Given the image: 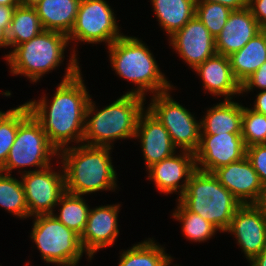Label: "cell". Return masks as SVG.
Wrapping results in <instances>:
<instances>
[{"mask_svg":"<svg viewBox=\"0 0 266 266\" xmlns=\"http://www.w3.org/2000/svg\"><path fill=\"white\" fill-rule=\"evenodd\" d=\"M76 51L73 50L64 78L58 84L54 97L27 101L30 113L41 125L49 143L59 152L68 144H82L85 112L90 94L84 84ZM74 140V141H73Z\"/></svg>","mask_w":266,"mask_h":266,"instance_id":"obj_1","label":"cell"},{"mask_svg":"<svg viewBox=\"0 0 266 266\" xmlns=\"http://www.w3.org/2000/svg\"><path fill=\"white\" fill-rule=\"evenodd\" d=\"M76 146H68L58 152L66 192L83 196L101 190L115 191L117 173L110 156L113 148L85 144Z\"/></svg>","mask_w":266,"mask_h":266,"instance_id":"obj_2","label":"cell"},{"mask_svg":"<svg viewBox=\"0 0 266 266\" xmlns=\"http://www.w3.org/2000/svg\"><path fill=\"white\" fill-rule=\"evenodd\" d=\"M92 101L90 97L86 107L82 144L112 147L116 140L135 138L138 119L145 110L143 96L125 93L99 111Z\"/></svg>","mask_w":266,"mask_h":266,"instance_id":"obj_3","label":"cell"},{"mask_svg":"<svg viewBox=\"0 0 266 266\" xmlns=\"http://www.w3.org/2000/svg\"><path fill=\"white\" fill-rule=\"evenodd\" d=\"M142 42L137 37L123 35L107 47L115 73L137 86L126 94L145 98L149 91L156 95L173 90L175 87L167 81L148 46Z\"/></svg>","mask_w":266,"mask_h":266,"instance_id":"obj_4","label":"cell"},{"mask_svg":"<svg viewBox=\"0 0 266 266\" xmlns=\"http://www.w3.org/2000/svg\"><path fill=\"white\" fill-rule=\"evenodd\" d=\"M178 200L190 211L199 214L225 232L230 226L241 202L209 172L196 169L190 176L187 188Z\"/></svg>","mask_w":266,"mask_h":266,"instance_id":"obj_5","label":"cell"},{"mask_svg":"<svg viewBox=\"0 0 266 266\" xmlns=\"http://www.w3.org/2000/svg\"><path fill=\"white\" fill-rule=\"evenodd\" d=\"M68 45L66 34L43 30L30 41L16 46L4 58L10 65L11 74L25 76L30 81L37 82L44 74L61 65Z\"/></svg>","mask_w":266,"mask_h":266,"instance_id":"obj_6","label":"cell"},{"mask_svg":"<svg viewBox=\"0 0 266 266\" xmlns=\"http://www.w3.org/2000/svg\"><path fill=\"white\" fill-rule=\"evenodd\" d=\"M30 234L42 259L52 264H69L79 262L83 253L80 236L67 228L52 214L33 216Z\"/></svg>","mask_w":266,"mask_h":266,"instance_id":"obj_7","label":"cell"},{"mask_svg":"<svg viewBox=\"0 0 266 266\" xmlns=\"http://www.w3.org/2000/svg\"><path fill=\"white\" fill-rule=\"evenodd\" d=\"M57 155L58 151L49 143L41 125L30 113L19 124L14 143L0 171L11 174L14 169L28 166L40 170L51 165V157Z\"/></svg>","mask_w":266,"mask_h":266,"instance_id":"obj_8","label":"cell"},{"mask_svg":"<svg viewBox=\"0 0 266 266\" xmlns=\"http://www.w3.org/2000/svg\"><path fill=\"white\" fill-rule=\"evenodd\" d=\"M171 97L170 90L153 95L147 109L162 123L177 149L195 153L200 144L201 122Z\"/></svg>","mask_w":266,"mask_h":266,"instance_id":"obj_9","label":"cell"},{"mask_svg":"<svg viewBox=\"0 0 266 266\" xmlns=\"http://www.w3.org/2000/svg\"><path fill=\"white\" fill-rule=\"evenodd\" d=\"M116 15L105 0H81L68 40L91 44L105 42L109 47L124 34L120 32Z\"/></svg>","mask_w":266,"mask_h":266,"instance_id":"obj_10","label":"cell"},{"mask_svg":"<svg viewBox=\"0 0 266 266\" xmlns=\"http://www.w3.org/2000/svg\"><path fill=\"white\" fill-rule=\"evenodd\" d=\"M20 174L29 216L52 214L66 192L64 171L55 172L49 165L40 170L20 171Z\"/></svg>","mask_w":266,"mask_h":266,"instance_id":"obj_11","label":"cell"},{"mask_svg":"<svg viewBox=\"0 0 266 266\" xmlns=\"http://www.w3.org/2000/svg\"><path fill=\"white\" fill-rule=\"evenodd\" d=\"M246 156V146L241 133L201 135L195 152L196 169L213 173L218 168Z\"/></svg>","mask_w":266,"mask_h":266,"instance_id":"obj_12","label":"cell"},{"mask_svg":"<svg viewBox=\"0 0 266 266\" xmlns=\"http://www.w3.org/2000/svg\"><path fill=\"white\" fill-rule=\"evenodd\" d=\"M168 40L176 53L192 69L217 53L215 37L196 15Z\"/></svg>","mask_w":266,"mask_h":266,"instance_id":"obj_13","label":"cell"},{"mask_svg":"<svg viewBox=\"0 0 266 266\" xmlns=\"http://www.w3.org/2000/svg\"><path fill=\"white\" fill-rule=\"evenodd\" d=\"M225 232L234 235L249 262L266 248V218L254 204H242Z\"/></svg>","mask_w":266,"mask_h":266,"instance_id":"obj_14","label":"cell"},{"mask_svg":"<svg viewBox=\"0 0 266 266\" xmlns=\"http://www.w3.org/2000/svg\"><path fill=\"white\" fill-rule=\"evenodd\" d=\"M119 209L120 204H110L89 210L87 223L80 236L87 259L92 260L97 250L113 246L119 234Z\"/></svg>","mask_w":266,"mask_h":266,"instance_id":"obj_15","label":"cell"},{"mask_svg":"<svg viewBox=\"0 0 266 266\" xmlns=\"http://www.w3.org/2000/svg\"><path fill=\"white\" fill-rule=\"evenodd\" d=\"M180 151L182 153L179 155H176L175 152L170 157L164 158L148 168L149 180L154 181L156 188L161 193L178 192L179 198L186 190L191 174L196 170L195 153Z\"/></svg>","mask_w":266,"mask_h":266,"instance_id":"obj_16","label":"cell"},{"mask_svg":"<svg viewBox=\"0 0 266 266\" xmlns=\"http://www.w3.org/2000/svg\"><path fill=\"white\" fill-rule=\"evenodd\" d=\"M213 174L241 204H254L263 189L257 172L246 156L218 168Z\"/></svg>","mask_w":266,"mask_h":266,"instance_id":"obj_17","label":"cell"},{"mask_svg":"<svg viewBox=\"0 0 266 266\" xmlns=\"http://www.w3.org/2000/svg\"><path fill=\"white\" fill-rule=\"evenodd\" d=\"M135 138L141 142L146 169L176 152L168 131L148 109L140 114Z\"/></svg>","mask_w":266,"mask_h":266,"instance_id":"obj_18","label":"cell"},{"mask_svg":"<svg viewBox=\"0 0 266 266\" xmlns=\"http://www.w3.org/2000/svg\"><path fill=\"white\" fill-rule=\"evenodd\" d=\"M262 29L248 6L233 10L225 26L215 37L216 52L229 56L244 47Z\"/></svg>","mask_w":266,"mask_h":266,"instance_id":"obj_19","label":"cell"},{"mask_svg":"<svg viewBox=\"0 0 266 266\" xmlns=\"http://www.w3.org/2000/svg\"><path fill=\"white\" fill-rule=\"evenodd\" d=\"M203 81V87L215 96L232 100L241 94V85L235 78L228 56L216 53L193 69ZM232 96V97H231Z\"/></svg>","mask_w":266,"mask_h":266,"instance_id":"obj_20","label":"cell"},{"mask_svg":"<svg viewBox=\"0 0 266 266\" xmlns=\"http://www.w3.org/2000/svg\"><path fill=\"white\" fill-rule=\"evenodd\" d=\"M243 106L224 100L209 108L201 119V135L241 133Z\"/></svg>","mask_w":266,"mask_h":266,"instance_id":"obj_21","label":"cell"},{"mask_svg":"<svg viewBox=\"0 0 266 266\" xmlns=\"http://www.w3.org/2000/svg\"><path fill=\"white\" fill-rule=\"evenodd\" d=\"M81 0H42L35 8L44 30L68 35L73 28Z\"/></svg>","mask_w":266,"mask_h":266,"instance_id":"obj_22","label":"cell"},{"mask_svg":"<svg viewBox=\"0 0 266 266\" xmlns=\"http://www.w3.org/2000/svg\"><path fill=\"white\" fill-rule=\"evenodd\" d=\"M229 62L240 85L266 62V29H262L244 47L231 53Z\"/></svg>","mask_w":266,"mask_h":266,"instance_id":"obj_23","label":"cell"},{"mask_svg":"<svg viewBox=\"0 0 266 266\" xmlns=\"http://www.w3.org/2000/svg\"><path fill=\"white\" fill-rule=\"evenodd\" d=\"M159 25L170 37L195 16L196 0H151Z\"/></svg>","mask_w":266,"mask_h":266,"instance_id":"obj_24","label":"cell"},{"mask_svg":"<svg viewBox=\"0 0 266 266\" xmlns=\"http://www.w3.org/2000/svg\"><path fill=\"white\" fill-rule=\"evenodd\" d=\"M171 262L172 257L165 253V248L148 238L123 251L118 266H170Z\"/></svg>","mask_w":266,"mask_h":266,"instance_id":"obj_25","label":"cell"},{"mask_svg":"<svg viewBox=\"0 0 266 266\" xmlns=\"http://www.w3.org/2000/svg\"><path fill=\"white\" fill-rule=\"evenodd\" d=\"M43 30L36 8L19 5L15 8L7 31L9 45L14 49L16 46L30 41Z\"/></svg>","mask_w":266,"mask_h":266,"instance_id":"obj_26","label":"cell"},{"mask_svg":"<svg viewBox=\"0 0 266 266\" xmlns=\"http://www.w3.org/2000/svg\"><path fill=\"white\" fill-rule=\"evenodd\" d=\"M59 214L52 213L67 228L81 236L87 223L90 207L82 195L65 192L56 204Z\"/></svg>","mask_w":266,"mask_h":266,"instance_id":"obj_27","label":"cell"},{"mask_svg":"<svg viewBox=\"0 0 266 266\" xmlns=\"http://www.w3.org/2000/svg\"><path fill=\"white\" fill-rule=\"evenodd\" d=\"M0 206L18 218H29L24 187L21 180L0 171Z\"/></svg>","mask_w":266,"mask_h":266,"instance_id":"obj_28","label":"cell"},{"mask_svg":"<svg viewBox=\"0 0 266 266\" xmlns=\"http://www.w3.org/2000/svg\"><path fill=\"white\" fill-rule=\"evenodd\" d=\"M178 205L172 216L182 223V232L192 242L209 240L217 231L213 224L199 214L190 212L178 199Z\"/></svg>","mask_w":266,"mask_h":266,"instance_id":"obj_29","label":"cell"},{"mask_svg":"<svg viewBox=\"0 0 266 266\" xmlns=\"http://www.w3.org/2000/svg\"><path fill=\"white\" fill-rule=\"evenodd\" d=\"M29 114V108L24 103L16 108L7 110L0 116V168L5 164L19 124Z\"/></svg>","mask_w":266,"mask_h":266,"instance_id":"obj_30","label":"cell"},{"mask_svg":"<svg viewBox=\"0 0 266 266\" xmlns=\"http://www.w3.org/2000/svg\"><path fill=\"white\" fill-rule=\"evenodd\" d=\"M231 12L220 3L196 2L195 15L214 37L221 32Z\"/></svg>","mask_w":266,"mask_h":266,"instance_id":"obj_31","label":"cell"},{"mask_svg":"<svg viewBox=\"0 0 266 266\" xmlns=\"http://www.w3.org/2000/svg\"><path fill=\"white\" fill-rule=\"evenodd\" d=\"M241 135L246 147L266 144V115L243 106Z\"/></svg>","mask_w":266,"mask_h":266,"instance_id":"obj_32","label":"cell"},{"mask_svg":"<svg viewBox=\"0 0 266 266\" xmlns=\"http://www.w3.org/2000/svg\"><path fill=\"white\" fill-rule=\"evenodd\" d=\"M246 157L257 172L262 186L266 187V144L246 147Z\"/></svg>","mask_w":266,"mask_h":266,"instance_id":"obj_33","label":"cell"},{"mask_svg":"<svg viewBox=\"0 0 266 266\" xmlns=\"http://www.w3.org/2000/svg\"><path fill=\"white\" fill-rule=\"evenodd\" d=\"M255 88L261 89V91L266 90V62L241 84V94Z\"/></svg>","mask_w":266,"mask_h":266,"instance_id":"obj_34","label":"cell"},{"mask_svg":"<svg viewBox=\"0 0 266 266\" xmlns=\"http://www.w3.org/2000/svg\"><path fill=\"white\" fill-rule=\"evenodd\" d=\"M248 7L259 25L266 29V0H248Z\"/></svg>","mask_w":266,"mask_h":266,"instance_id":"obj_35","label":"cell"},{"mask_svg":"<svg viewBox=\"0 0 266 266\" xmlns=\"http://www.w3.org/2000/svg\"><path fill=\"white\" fill-rule=\"evenodd\" d=\"M17 6L0 5V24H3V30L7 33Z\"/></svg>","mask_w":266,"mask_h":266,"instance_id":"obj_36","label":"cell"},{"mask_svg":"<svg viewBox=\"0 0 266 266\" xmlns=\"http://www.w3.org/2000/svg\"><path fill=\"white\" fill-rule=\"evenodd\" d=\"M196 2H213L220 3L229 9L240 10L248 6V0H196Z\"/></svg>","mask_w":266,"mask_h":266,"instance_id":"obj_37","label":"cell"},{"mask_svg":"<svg viewBox=\"0 0 266 266\" xmlns=\"http://www.w3.org/2000/svg\"><path fill=\"white\" fill-rule=\"evenodd\" d=\"M254 107L252 108L253 111L266 115V90L260 91L256 95V99L254 101Z\"/></svg>","mask_w":266,"mask_h":266,"instance_id":"obj_38","label":"cell"},{"mask_svg":"<svg viewBox=\"0 0 266 266\" xmlns=\"http://www.w3.org/2000/svg\"><path fill=\"white\" fill-rule=\"evenodd\" d=\"M254 205L260 210V212L266 218V187H263V189L261 190L260 195H259L257 201L254 203Z\"/></svg>","mask_w":266,"mask_h":266,"instance_id":"obj_39","label":"cell"},{"mask_svg":"<svg viewBox=\"0 0 266 266\" xmlns=\"http://www.w3.org/2000/svg\"><path fill=\"white\" fill-rule=\"evenodd\" d=\"M249 263H250V266H266V248H264Z\"/></svg>","mask_w":266,"mask_h":266,"instance_id":"obj_40","label":"cell"},{"mask_svg":"<svg viewBox=\"0 0 266 266\" xmlns=\"http://www.w3.org/2000/svg\"><path fill=\"white\" fill-rule=\"evenodd\" d=\"M9 45L7 33L3 30V24H0V47L7 48Z\"/></svg>","mask_w":266,"mask_h":266,"instance_id":"obj_41","label":"cell"},{"mask_svg":"<svg viewBox=\"0 0 266 266\" xmlns=\"http://www.w3.org/2000/svg\"><path fill=\"white\" fill-rule=\"evenodd\" d=\"M42 0H20V4L26 7H35Z\"/></svg>","mask_w":266,"mask_h":266,"instance_id":"obj_42","label":"cell"},{"mask_svg":"<svg viewBox=\"0 0 266 266\" xmlns=\"http://www.w3.org/2000/svg\"><path fill=\"white\" fill-rule=\"evenodd\" d=\"M0 5H6V6H19L20 0H0Z\"/></svg>","mask_w":266,"mask_h":266,"instance_id":"obj_43","label":"cell"},{"mask_svg":"<svg viewBox=\"0 0 266 266\" xmlns=\"http://www.w3.org/2000/svg\"><path fill=\"white\" fill-rule=\"evenodd\" d=\"M79 262H73V263H69V264H58V266H77Z\"/></svg>","mask_w":266,"mask_h":266,"instance_id":"obj_44","label":"cell"}]
</instances>
